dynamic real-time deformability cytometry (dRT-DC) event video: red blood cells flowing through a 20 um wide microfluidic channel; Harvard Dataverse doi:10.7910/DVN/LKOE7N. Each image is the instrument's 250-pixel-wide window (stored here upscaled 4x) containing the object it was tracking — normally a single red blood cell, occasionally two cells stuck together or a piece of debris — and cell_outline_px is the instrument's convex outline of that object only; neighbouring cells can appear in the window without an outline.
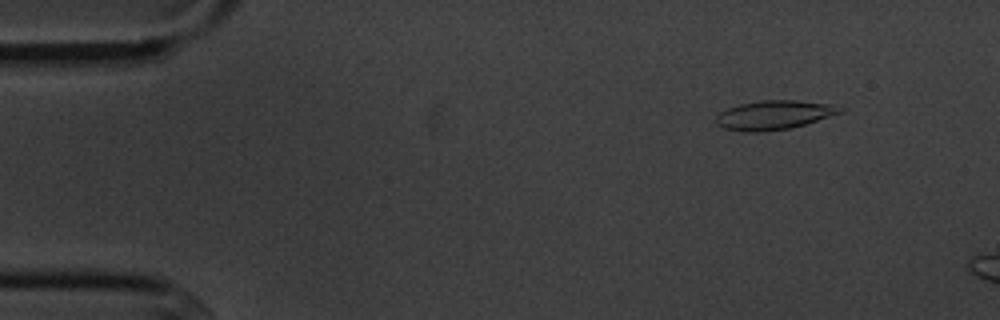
{"species": "common noctule bat (a hibernating species)", "species_latin": "Nyctalus noctula", "temperature_condition": "cold", "stored_images_in_passage": 5, "camera_frame_rate_fps": 3000, "um_per_image_px": 0.085, "animal": {"sex": "male", "body_mass_g": 20.1, "forearm_length_mm": 53.5}, "frame": {"image": 1, "passage_image": 2, "time_ms": 1.0, "image_size_px": [1000, 320], "cell_outline_px": [[844, 112], [792, 128], [760, 132], [740, 132], [724, 128], [716, 124], [716, 116], [720, 112], [728, 108], [740, 104], [760, 100], [796, 100], [836, 104], [844, 108]], "centroid_in_image_um": [65.82, 9.77], "position_along_channel_um": 19.2, "area_um2": 21.33}}